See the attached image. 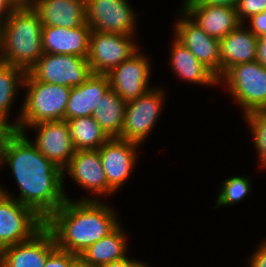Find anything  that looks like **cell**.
Returning a JSON list of instances; mask_svg holds the SVG:
<instances>
[{"mask_svg":"<svg viewBox=\"0 0 266 267\" xmlns=\"http://www.w3.org/2000/svg\"><path fill=\"white\" fill-rule=\"evenodd\" d=\"M9 164L20 195L17 201L32 208L45 221L68 199L64 176L26 136L15 129L0 130V166Z\"/></svg>","mask_w":266,"mask_h":267,"instance_id":"obj_1","label":"cell"},{"mask_svg":"<svg viewBox=\"0 0 266 267\" xmlns=\"http://www.w3.org/2000/svg\"><path fill=\"white\" fill-rule=\"evenodd\" d=\"M109 206L95 198H69L46 221L56 246L79 256L91 244L111 233L120 223Z\"/></svg>","mask_w":266,"mask_h":267,"instance_id":"obj_2","label":"cell"},{"mask_svg":"<svg viewBox=\"0 0 266 267\" xmlns=\"http://www.w3.org/2000/svg\"><path fill=\"white\" fill-rule=\"evenodd\" d=\"M42 28L33 8L13 9L2 23L0 62L21 68L27 73L44 54Z\"/></svg>","mask_w":266,"mask_h":267,"instance_id":"obj_3","label":"cell"},{"mask_svg":"<svg viewBox=\"0 0 266 267\" xmlns=\"http://www.w3.org/2000/svg\"><path fill=\"white\" fill-rule=\"evenodd\" d=\"M27 87L26 98L19 120L12 129L25 132V128L46 121L65 120V110L71 88L36 81L28 72L23 87Z\"/></svg>","mask_w":266,"mask_h":267,"instance_id":"obj_4","label":"cell"},{"mask_svg":"<svg viewBox=\"0 0 266 267\" xmlns=\"http://www.w3.org/2000/svg\"><path fill=\"white\" fill-rule=\"evenodd\" d=\"M224 78V79H222ZM221 79L246 114L266 110V67L258 61L231 67Z\"/></svg>","mask_w":266,"mask_h":267,"instance_id":"obj_5","label":"cell"},{"mask_svg":"<svg viewBox=\"0 0 266 267\" xmlns=\"http://www.w3.org/2000/svg\"><path fill=\"white\" fill-rule=\"evenodd\" d=\"M0 187V251L31 239L45 226L32 208L21 204Z\"/></svg>","mask_w":266,"mask_h":267,"instance_id":"obj_6","label":"cell"},{"mask_svg":"<svg viewBox=\"0 0 266 267\" xmlns=\"http://www.w3.org/2000/svg\"><path fill=\"white\" fill-rule=\"evenodd\" d=\"M28 73L39 82L60 86L77 87L91 75L87 58L44 53Z\"/></svg>","mask_w":266,"mask_h":267,"instance_id":"obj_7","label":"cell"},{"mask_svg":"<svg viewBox=\"0 0 266 267\" xmlns=\"http://www.w3.org/2000/svg\"><path fill=\"white\" fill-rule=\"evenodd\" d=\"M132 37L92 30L87 58L92 74L106 75L135 54L138 48L133 44Z\"/></svg>","mask_w":266,"mask_h":267,"instance_id":"obj_8","label":"cell"},{"mask_svg":"<svg viewBox=\"0 0 266 267\" xmlns=\"http://www.w3.org/2000/svg\"><path fill=\"white\" fill-rule=\"evenodd\" d=\"M164 91L150 89L142 97L126 103L121 135L118 139L142 144L158 120Z\"/></svg>","mask_w":266,"mask_h":267,"instance_id":"obj_9","label":"cell"},{"mask_svg":"<svg viewBox=\"0 0 266 267\" xmlns=\"http://www.w3.org/2000/svg\"><path fill=\"white\" fill-rule=\"evenodd\" d=\"M85 12L86 23L94 31L123 35L134 32L136 18L126 0H85Z\"/></svg>","mask_w":266,"mask_h":267,"instance_id":"obj_10","label":"cell"},{"mask_svg":"<svg viewBox=\"0 0 266 267\" xmlns=\"http://www.w3.org/2000/svg\"><path fill=\"white\" fill-rule=\"evenodd\" d=\"M143 54L136 52L129 59L112 69L107 75L110 88L126 103L142 97L148 87L150 67Z\"/></svg>","mask_w":266,"mask_h":267,"instance_id":"obj_11","label":"cell"},{"mask_svg":"<svg viewBox=\"0 0 266 267\" xmlns=\"http://www.w3.org/2000/svg\"><path fill=\"white\" fill-rule=\"evenodd\" d=\"M175 25L176 39L185 45L198 61L210 68L220 80V40L209 36L183 10ZM184 15V16H183Z\"/></svg>","mask_w":266,"mask_h":267,"instance_id":"obj_12","label":"cell"},{"mask_svg":"<svg viewBox=\"0 0 266 267\" xmlns=\"http://www.w3.org/2000/svg\"><path fill=\"white\" fill-rule=\"evenodd\" d=\"M52 232L44 226L31 239L3 248L1 267H44L49 254L56 248Z\"/></svg>","mask_w":266,"mask_h":267,"instance_id":"obj_13","label":"cell"},{"mask_svg":"<svg viewBox=\"0 0 266 267\" xmlns=\"http://www.w3.org/2000/svg\"><path fill=\"white\" fill-rule=\"evenodd\" d=\"M32 127L38 131L37 149L64 172L76 151L68 134L67 121H46Z\"/></svg>","mask_w":266,"mask_h":267,"instance_id":"obj_14","label":"cell"},{"mask_svg":"<svg viewBox=\"0 0 266 267\" xmlns=\"http://www.w3.org/2000/svg\"><path fill=\"white\" fill-rule=\"evenodd\" d=\"M136 147L137 143L110 138L98 149L108 185L114 191L120 188L133 172L137 159Z\"/></svg>","mask_w":266,"mask_h":267,"instance_id":"obj_15","label":"cell"},{"mask_svg":"<svg viewBox=\"0 0 266 267\" xmlns=\"http://www.w3.org/2000/svg\"><path fill=\"white\" fill-rule=\"evenodd\" d=\"M91 31L92 29L87 23L72 29L59 26H43V52L88 58Z\"/></svg>","mask_w":266,"mask_h":267,"instance_id":"obj_16","label":"cell"},{"mask_svg":"<svg viewBox=\"0 0 266 267\" xmlns=\"http://www.w3.org/2000/svg\"><path fill=\"white\" fill-rule=\"evenodd\" d=\"M79 186L96 194H109L114 190L108 185L98 150H76L64 171Z\"/></svg>","mask_w":266,"mask_h":267,"instance_id":"obj_17","label":"cell"},{"mask_svg":"<svg viewBox=\"0 0 266 267\" xmlns=\"http://www.w3.org/2000/svg\"><path fill=\"white\" fill-rule=\"evenodd\" d=\"M243 25L220 39V79L231 67L256 61L258 37Z\"/></svg>","mask_w":266,"mask_h":267,"instance_id":"obj_18","label":"cell"},{"mask_svg":"<svg viewBox=\"0 0 266 267\" xmlns=\"http://www.w3.org/2000/svg\"><path fill=\"white\" fill-rule=\"evenodd\" d=\"M109 89V79L102 74H92L83 84L71 87L65 120L92 116Z\"/></svg>","mask_w":266,"mask_h":267,"instance_id":"obj_19","label":"cell"},{"mask_svg":"<svg viewBox=\"0 0 266 267\" xmlns=\"http://www.w3.org/2000/svg\"><path fill=\"white\" fill-rule=\"evenodd\" d=\"M183 11L209 36L222 39L239 24L236 8L218 5H183ZM194 18V19H193Z\"/></svg>","mask_w":266,"mask_h":267,"instance_id":"obj_20","label":"cell"},{"mask_svg":"<svg viewBox=\"0 0 266 267\" xmlns=\"http://www.w3.org/2000/svg\"><path fill=\"white\" fill-rule=\"evenodd\" d=\"M32 8L43 26L72 29L86 23L85 0H36Z\"/></svg>","mask_w":266,"mask_h":267,"instance_id":"obj_21","label":"cell"},{"mask_svg":"<svg viewBox=\"0 0 266 267\" xmlns=\"http://www.w3.org/2000/svg\"><path fill=\"white\" fill-rule=\"evenodd\" d=\"M171 47V67L179 77L191 83L213 85L221 82L205 64L198 61L190 50L176 38Z\"/></svg>","mask_w":266,"mask_h":267,"instance_id":"obj_22","label":"cell"},{"mask_svg":"<svg viewBox=\"0 0 266 267\" xmlns=\"http://www.w3.org/2000/svg\"><path fill=\"white\" fill-rule=\"evenodd\" d=\"M118 225L111 233L85 249L79 257L89 267H102L126 257V237Z\"/></svg>","mask_w":266,"mask_h":267,"instance_id":"obj_23","label":"cell"},{"mask_svg":"<svg viewBox=\"0 0 266 267\" xmlns=\"http://www.w3.org/2000/svg\"><path fill=\"white\" fill-rule=\"evenodd\" d=\"M125 109L126 102L110 88L97 105L92 117L109 138H119Z\"/></svg>","mask_w":266,"mask_h":267,"instance_id":"obj_24","label":"cell"},{"mask_svg":"<svg viewBox=\"0 0 266 267\" xmlns=\"http://www.w3.org/2000/svg\"><path fill=\"white\" fill-rule=\"evenodd\" d=\"M67 130L75 150H98L110 139L92 116L68 120Z\"/></svg>","mask_w":266,"mask_h":267,"instance_id":"obj_25","label":"cell"},{"mask_svg":"<svg viewBox=\"0 0 266 267\" xmlns=\"http://www.w3.org/2000/svg\"><path fill=\"white\" fill-rule=\"evenodd\" d=\"M25 75L26 72L21 68L0 62V130L12 129V125L8 124V113L18 84L23 85Z\"/></svg>","mask_w":266,"mask_h":267,"instance_id":"obj_26","label":"cell"},{"mask_svg":"<svg viewBox=\"0 0 266 267\" xmlns=\"http://www.w3.org/2000/svg\"><path fill=\"white\" fill-rule=\"evenodd\" d=\"M219 195L217 197V203L214 208L218 206L231 205L244 199L251 189L250 179L244 177L235 176L226 179L222 183Z\"/></svg>","mask_w":266,"mask_h":267,"instance_id":"obj_27","label":"cell"},{"mask_svg":"<svg viewBox=\"0 0 266 267\" xmlns=\"http://www.w3.org/2000/svg\"><path fill=\"white\" fill-rule=\"evenodd\" d=\"M245 118L251 128L260 163L266 168V110L250 112L245 115Z\"/></svg>","mask_w":266,"mask_h":267,"instance_id":"obj_28","label":"cell"},{"mask_svg":"<svg viewBox=\"0 0 266 267\" xmlns=\"http://www.w3.org/2000/svg\"><path fill=\"white\" fill-rule=\"evenodd\" d=\"M266 9V0H239L236 7L237 17L240 23L245 19L261 13ZM245 18V19H244Z\"/></svg>","mask_w":266,"mask_h":267,"instance_id":"obj_29","label":"cell"},{"mask_svg":"<svg viewBox=\"0 0 266 267\" xmlns=\"http://www.w3.org/2000/svg\"><path fill=\"white\" fill-rule=\"evenodd\" d=\"M76 257L77 255L56 247L47 257L44 267H68Z\"/></svg>","mask_w":266,"mask_h":267,"instance_id":"obj_30","label":"cell"},{"mask_svg":"<svg viewBox=\"0 0 266 267\" xmlns=\"http://www.w3.org/2000/svg\"><path fill=\"white\" fill-rule=\"evenodd\" d=\"M251 28L248 29L253 32L257 37L266 36V9L261 13L251 16Z\"/></svg>","mask_w":266,"mask_h":267,"instance_id":"obj_31","label":"cell"},{"mask_svg":"<svg viewBox=\"0 0 266 267\" xmlns=\"http://www.w3.org/2000/svg\"><path fill=\"white\" fill-rule=\"evenodd\" d=\"M239 0H185L183 5H218L236 8Z\"/></svg>","mask_w":266,"mask_h":267,"instance_id":"obj_32","label":"cell"},{"mask_svg":"<svg viewBox=\"0 0 266 267\" xmlns=\"http://www.w3.org/2000/svg\"><path fill=\"white\" fill-rule=\"evenodd\" d=\"M250 267H266V240L251 257Z\"/></svg>","mask_w":266,"mask_h":267,"instance_id":"obj_33","label":"cell"},{"mask_svg":"<svg viewBox=\"0 0 266 267\" xmlns=\"http://www.w3.org/2000/svg\"><path fill=\"white\" fill-rule=\"evenodd\" d=\"M256 61L266 67V36L258 37Z\"/></svg>","mask_w":266,"mask_h":267,"instance_id":"obj_34","label":"cell"},{"mask_svg":"<svg viewBox=\"0 0 266 267\" xmlns=\"http://www.w3.org/2000/svg\"><path fill=\"white\" fill-rule=\"evenodd\" d=\"M36 0H6L12 9L32 8Z\"/></svg>","mask_w":266,"mask_h":267,"instance_id":"obj_35","label":"cell"},{"mask_svg":"<svg viewBox=\"0 0 266 267\" xmlns=\"http://www.w3.org/2000/svg\"><path fill=\"white\" fill-rule=\"evenodd\" d=\"M137 262L138 261L128 259V257L126 256L122 259L107 263L102 267H134Z\"/></svg>","mask_w":266,"mask_h":267,"instance_id":"obj_36","label":"cell"},{"mask_svg":"<svg viewBox=\"0 0 266 267\" xmlns=\"http://www.w3.org/2000/svg\"><path fill=\"white\" fill-rule=\"evenodd\" d=\"M13 9L10 5L6 2V0H0V19L4 21ZM5 15H4V14ZM3 15V16H2Z\"/></svg>","mask_w":266,"mask_h":267,"instance_id":"obj_37","label":"cell"},{"mask_svg":"<svg viewBox=\"0 0 266 267\" xmlns=\"http://www.w3.org/2000/svg\"><path fill=\"white\" fill-rule=\"evenodd\" d=\"M68 267H89L79 256H77Z\"/></svg>","mask_w":266,"mask_h":267,"instance_id":"obj_38","label":"cell"},{"mask_svg":"<svg viewBox=\"0 0 266 267\" xmlns=\"http://www.w3.org/2000/svg\"><path fill=\"white\" fill-rule=\"evenodd\" d=\"M145 263H142V262H137L136 264H135V266L134 267H147L146 265H144Z\"/></svg>","mask_w":266,"mask_h":267,"instance_id":"obj_39","label":"cell"},{"mask_svg":"<svg viewBox=\"0 0 266 267\" xmlns=\"http://www.w3.org/2000/svg\"><path fill=\"white\" fill-rule=\"evenodd\" d=\"M2 23H3V21L0 19V38H1Z\"/></svg>","mask_w":266,"mask_h":267,"instance_id":"obj_40","label":"cell"}]
</instances>
